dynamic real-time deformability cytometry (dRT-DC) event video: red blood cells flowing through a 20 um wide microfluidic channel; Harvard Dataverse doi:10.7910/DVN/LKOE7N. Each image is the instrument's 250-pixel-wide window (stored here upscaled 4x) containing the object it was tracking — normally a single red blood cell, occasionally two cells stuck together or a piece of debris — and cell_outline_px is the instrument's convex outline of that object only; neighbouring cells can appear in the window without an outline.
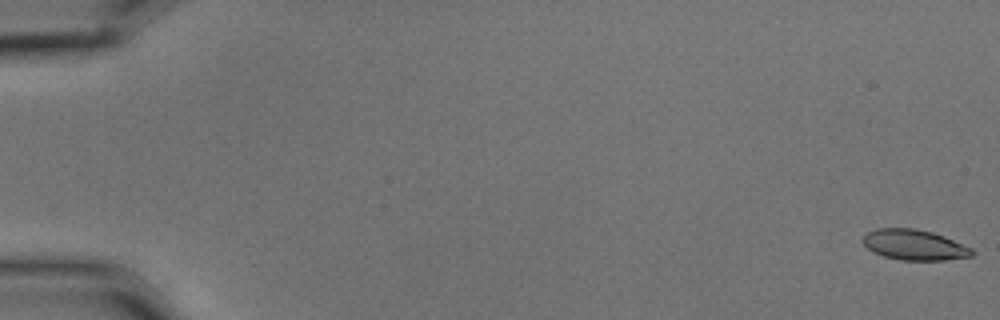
{"species": "common noctule bat (a hibernating species)", "species_latin": "Nyctalus noctula", "temperature_condition": "cold", "stored_images_in_passage": 7, "camera_frame_rate_fps": 3000, "um_per_image_px": 0.085, "animal": {"sex": "male", "body_mass_g": 15.6}, "frame": {"image": 1, "passage_image": 1, "time_ms": 0.0, "image_size_px": [1000, 320], "cell_outline_px": [[976, 252], [972, 256], [944, 260], [900, 260], [884, 256], [868, 248], [860, 240], [868, 232], [876, 228], [916, 228], [932, 232], [944, 236], [972, 248]], "centroid_in_image_um": [77.73, 20.81], "position_along_channel_um": 7.3, "area_um2": 19.36}}
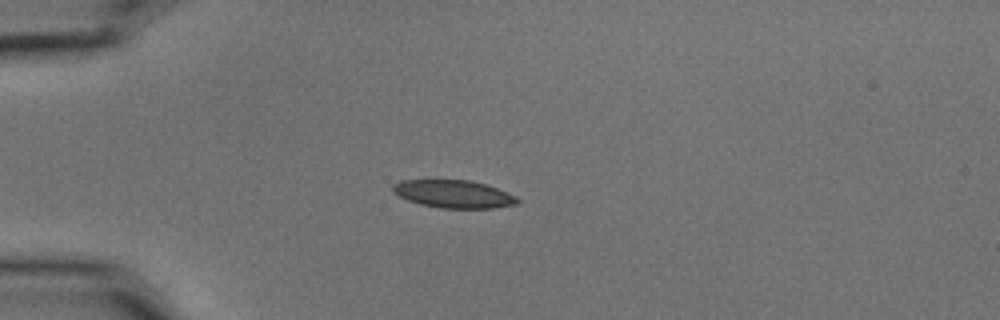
{"frame": {"image": 2, "passage_image": 5, "time_ms": 1.333, "image_size_px": [1000, 320], "cell_outline_px": [[520, 200], [516, 204], [492, 208], [440, 208], [420, 204], [408, 200], [392, 192], [392, 184], [400, 180], [468, 180], [484, 184], [496, 188], [516, 196]], "centroid_in_image_um": [38.52, 16.49], "position_along_channel_um": 46.5, "area_um2": 20.06}}